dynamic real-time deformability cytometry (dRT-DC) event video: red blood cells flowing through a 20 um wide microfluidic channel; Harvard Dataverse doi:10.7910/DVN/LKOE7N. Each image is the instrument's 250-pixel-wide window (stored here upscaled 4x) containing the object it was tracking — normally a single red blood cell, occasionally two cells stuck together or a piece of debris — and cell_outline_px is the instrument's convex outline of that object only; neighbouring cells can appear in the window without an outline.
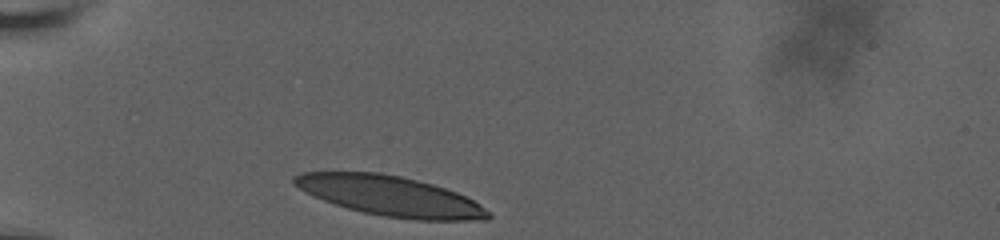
{"species": "human", "species_latin": "Homo sapiens", "temperature_condition": "room temperature", "stored_images_in_passage": 13, "camera_frame_rate_fps": 3000, "um_per_image_px": 0.085, "donor": {"sex": "male"}, "frame": {"image": 1, "passage_image": 1, "time_ms": 0.0, "image_size_px": [1000, 240], "cell_outline_px": [[492, 216], [488, 220], [416, 220], [384, 216], [364, 212], [348, 208], [312, 196], [292, 184], [292, 176], [300, 172], [380, 172], [400, 176], [432, 184], [456, 192], [480, 204]], "centroid_in_image_um": [33.13, 16.65], "position_along_channel_um": 51.9, "area_um2": 44.97}}
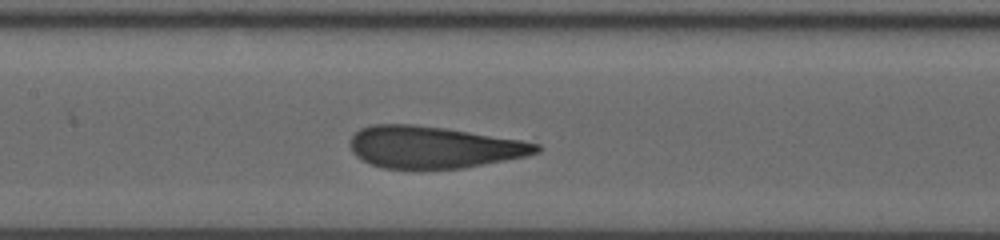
{"frame": {"image": 2, "passage_image": 10, "time_ms": 4.0, "image_size_px": [1000, 240], "cell_outline_px": [[544, 148], [540, 152], [524, 156], [464, 168], [384, 168], [360, 160], [352, 152], [348, 140], [360, 128], [372, 124], [416, 124], [444, 128], [520, 140], [540, 144]], "centroid_in_image_um": [36.82, 12.5], "position_along_channel_um": 170.6, "area_um2": 45.37}}
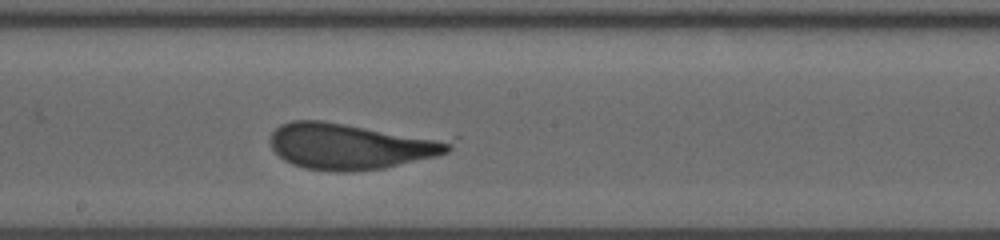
{"frame": {"image": 3, "passage_image": 13, "time_ms": 5.333, "image_size_px": [1000, 240], "cell_outline_px": [[460, 136], [452, 148], [448, 152], [436, 156], [384, 168], [352, 172], [336, 172], [304, 168], [292, 164], [284, 160], [272, 148], [272, 132], [280, 124], [292, 120], [320, 120]], "centroid_in_image_um": [30.1, 12.37], "position_along_channel_um": 218.1, "area_um2": 50.63}}